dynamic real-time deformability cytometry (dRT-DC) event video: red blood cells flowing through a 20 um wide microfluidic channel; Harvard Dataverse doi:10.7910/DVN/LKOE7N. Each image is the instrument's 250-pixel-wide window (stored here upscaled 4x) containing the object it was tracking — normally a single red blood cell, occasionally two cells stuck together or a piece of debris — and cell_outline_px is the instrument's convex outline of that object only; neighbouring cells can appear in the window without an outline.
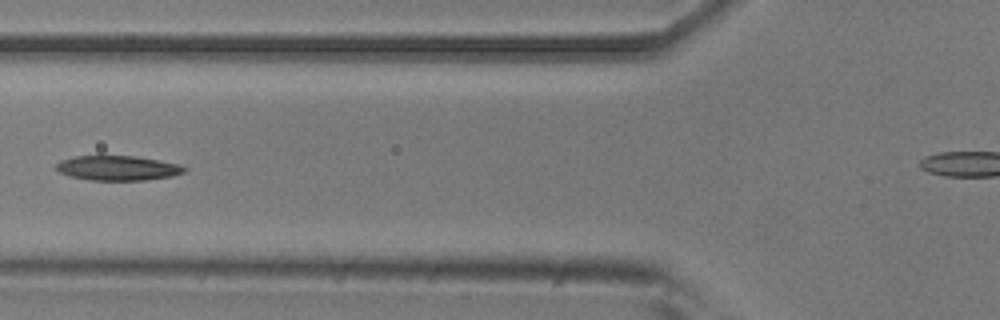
{"species": "common noctule bat (a hibernating species)", "species_latin": "Nyctalus noctula", "temperature_condition": "room temperature", "stored_images_in_passage": 7, "camera_frame_rate_fps": 3000, "um_per_image_px": 0.085, "animal": {"sex": "male", "body_mass_g": 20.5, "forearm_length_mm": 52.5}, "frame": {"image": 1, "passage_image": 6, "time_ms": 1.667, "image_size_px": [1000, 320], "cell_outline_px": [[188, 168], [184, 172], [172, 176], [144, 180], [88, 180], [68, 176], [60, 172], [56, 168], [56, 164], [60, 160], [72, 156], [136, 156], [180, 164]], "centroid_in_image_um": [9.99, 14.28], "position_along_channel_um": 115.8, "area_um2": 18.55}}
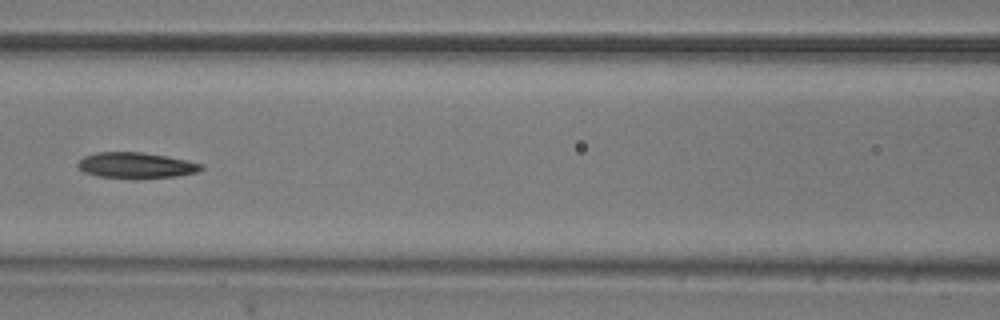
{"frame": {"image": 2, "passage_image": 7, "time_ms": 2.0, "image_size_px": [1000, 320], "cell_outline_px": [[204, 168], [196, 172], [176, 176], [136, 180], [132, 180], [96, 176], [84, 172], [76, 164], [84, 156], [96, 152], [140, 152], [168, 156], [188, 160], [204, 164]], "centroid_in_image_um": [11.57, 14.07], "position_along_channel_um": 155.0, "area_um2": 19.07}}